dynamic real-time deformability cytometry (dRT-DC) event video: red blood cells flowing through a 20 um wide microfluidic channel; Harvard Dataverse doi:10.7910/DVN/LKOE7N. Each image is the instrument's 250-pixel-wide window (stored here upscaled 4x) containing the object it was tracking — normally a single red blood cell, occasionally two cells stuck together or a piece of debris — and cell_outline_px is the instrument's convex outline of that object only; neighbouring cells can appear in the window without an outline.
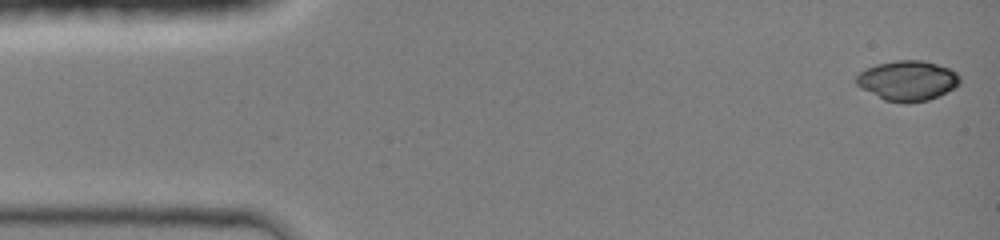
{"species": "common noctule bat (a hibernating species)", "species_latin": "Nyctalus noctula", "temperature_condition": "room temperature", "stored_images_in_passage": 40, "camera_frame_rate_fps": 3000, "um_per_image_px": 0.085, "animal": {"sex": "female", "body_mass_g": 19.0, "forearm_length_mm": 51.5}, "frame": {"image": 1, "passage_image": 1, "time_ms": 0.0, "image_size_px": [1000, 240], "cell_outline_px": [[960, 84], [928, 100], [904, 104], [884, 100], [856, 84], [856, 76], [864, 68], [876, 64], [896, 60], [924, 60], [948, 68], [956, 72], [960, 76]], "centroid_in_image_um": [77.12, 6.84], "position_along_channel_um": 7.9, "area_um2": 24.04}}
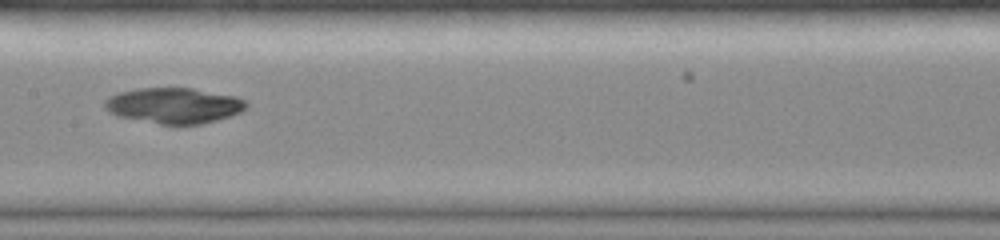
{"frame": {"image": 2, "passage_image": 22, "time_ms": 7.0, "image_size_px": [1000, 240], "cell_outline_px": [[248, 104], [240, 112], [216, 120], [200, 124], [160, 124], [120, 116], [108, 112], [104, 108], [104, 100], [108, 96], [120, 92], [136, 88], [192, 88], [236, 96], [244, 100]], "centroid_in_image_um": [14.75, 8.96], "position_along_channel_um": 192.7, "area_um2": 29.19}}
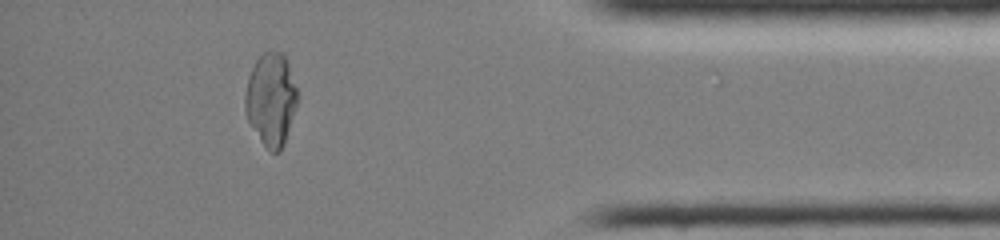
{"frame": {"image": 3, "passage_image": 39, "time_ms": 12.667, "image_size_px": [1000, 240], "cell_outline_px": [[296, 104], [284, 144], [280, 152], [272, 152], [264, 144], [248, 120], [244, 108], [244, 96], [248, 76], [256, 60], [264, 52], [272, 48], [284, 52], [296, 88]], "centroid_in_image_um": [23.01, 8.38], "position_along_channel_um": 412.2, "area_um2": 27.98}, "authors_computed_cell_mechanics": {"area_um2": 28.4087, "velocity_mm_per_s": 4.3112, "shape_relaxation_time_tau1_ms": null, "shape_relaxation_time_tau2_ms": 6.1162, "deformation_change_tau1": null, "deformation_change_tau2": 0.0448}}